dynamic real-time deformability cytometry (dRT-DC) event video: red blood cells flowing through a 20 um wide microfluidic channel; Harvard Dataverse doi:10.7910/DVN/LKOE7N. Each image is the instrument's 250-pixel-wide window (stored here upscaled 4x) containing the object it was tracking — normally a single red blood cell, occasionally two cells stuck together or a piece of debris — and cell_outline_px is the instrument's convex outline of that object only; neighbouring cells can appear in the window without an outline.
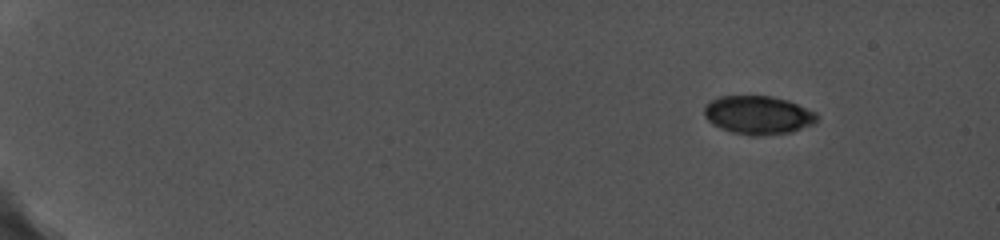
{"species": "common noctule bat (a hibernating species)", "species_latin": "Nyctalus noctula", "temperature_condition": "cold", "stored_images_in_passage": 16, "camera_frame_rate_fps": 5000, "um_per_image_px": 0.085, "animal": {"sex": "female", "body_mass_g": 19.0, "forearm_length_mm": 56.7}, "frame": {"image": 1, "passage_image": 1, "time_ms": 0.0, "image_size_px": [1000, 240], "cell_outline_px": [[820, 116], [816, 124], [792, 132], [760, 136], [748, 136], [732, 132], [720, 128], [712, 124], [704, 116], [704, 104], [720, 96], [772, 96], [788, 100], [816, 112]], "centroid_in_image_um": [64.47, 9.79], "position_along_channel_um": 20.5, "area_um2": 25.72}}
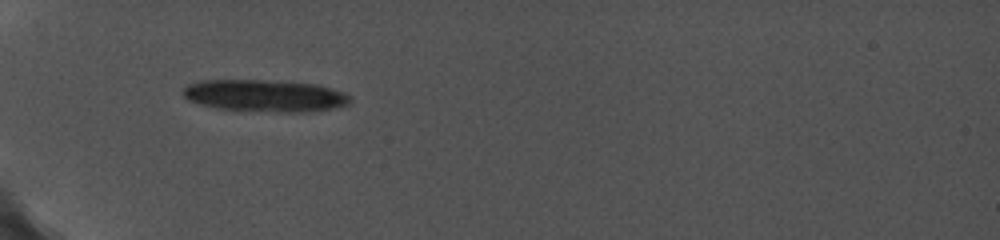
{"frame": {"image": 2, "passage_image": 16, "time_ms": 4.8, "image_size_px": [1000, 240], "cell_outline_px": [[352, 100], [348, 104], [332, 108], [300, 112], [288, 112], [220, 108], [188, 100], [184, 96], [184, 88], [188, 84], [200, 80], [260, 80], [316, 84], [332, 88], [344, 92], [352, 96]], "centroid_in_image_um": [22.56, 8.12], "position_along_channel_um": 62.4, "area_um2": 30.63}}